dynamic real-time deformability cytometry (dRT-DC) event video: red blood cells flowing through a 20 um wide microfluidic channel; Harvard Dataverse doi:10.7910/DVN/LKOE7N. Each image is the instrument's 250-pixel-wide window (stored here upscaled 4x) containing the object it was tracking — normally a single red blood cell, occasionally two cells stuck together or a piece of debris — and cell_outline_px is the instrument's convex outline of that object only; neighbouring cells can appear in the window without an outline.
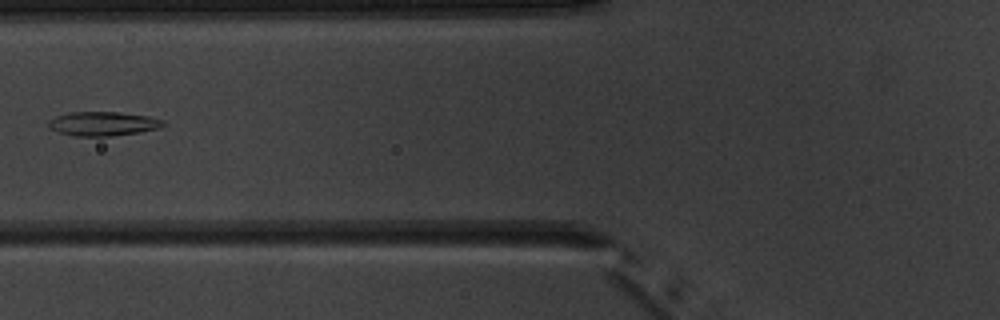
{"species": "common noctule bat (a hibernating species)", "species_latin": "Nyctalus noctula", "temperature_condition": "warm", "stored_images_in_passage": 8, "camera_frame_rate_fps": 3000, "um_per_image_px": 0.085, "animal": {"sex": "male", "body_mass_g": 20.1, "forearm_length_mm": 53.5}, "frame": {"image": 1, "passage_image": 6, "time_ms": 6.333, "image_size_px": [1000, 320], "cell_outline_px": [[164, 124], [160, 128], [140, 132], [112, 136], [72, 136], [56, 132], [48, 128], [48, 120], [56, 116], [72, 112], [120, 112], [148, 116], [164, 120]], "centroid_in_image_um": [8.72, 10.52], "position_along_channel_um": 117.1, "area_um2": 16.3}}
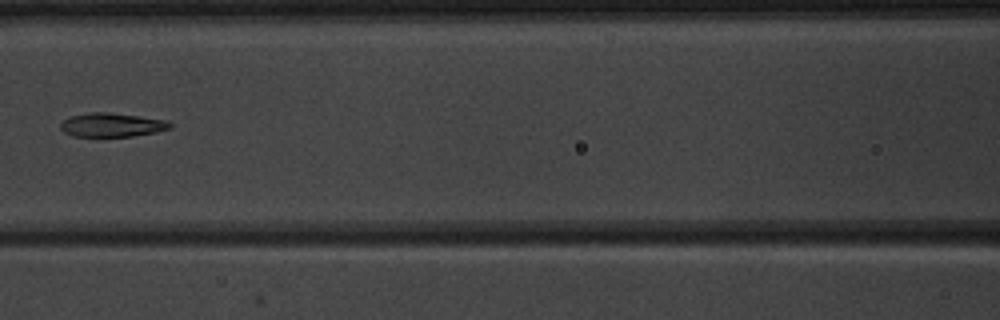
{"frame": {"image": 2, "passage_image": 7, "time_ms": 7.333, "image_size_px": [1000, 320], "cell_outline_px": [[172, 128], [156, 132], [132, 136], [76, 136], [64, 132], [60, 128], [60, 124], [64, 120], [72, 116], [88, 112], [108, 112], [140, 116], [168, 120], [172, 124]], "centroid_in_image_um": [9.55, 10.61], "position_along_channel_um": 157.1, "area_um2": 15.2}}
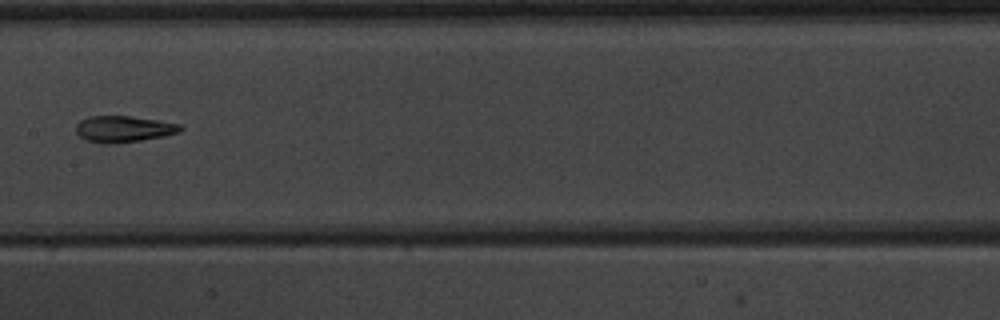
{"frame": {"image": 3, "passage_image": 8, "time_ms": 8.333, "image_size_px": [1000, 320], "cell_outline_px": [[184, 128], [180, 132], [164, 136], [140, 140], [112, 144], [104, 144], [84, 140], [76, 132], [76, 124], [80, 120], [88, 116], [128, 116], [156, 120], [180, 124]], "centroid_in_image_um": [10.48, 10.97], "position_along_channel_um": 196.9, "area_um2": 16.07}}